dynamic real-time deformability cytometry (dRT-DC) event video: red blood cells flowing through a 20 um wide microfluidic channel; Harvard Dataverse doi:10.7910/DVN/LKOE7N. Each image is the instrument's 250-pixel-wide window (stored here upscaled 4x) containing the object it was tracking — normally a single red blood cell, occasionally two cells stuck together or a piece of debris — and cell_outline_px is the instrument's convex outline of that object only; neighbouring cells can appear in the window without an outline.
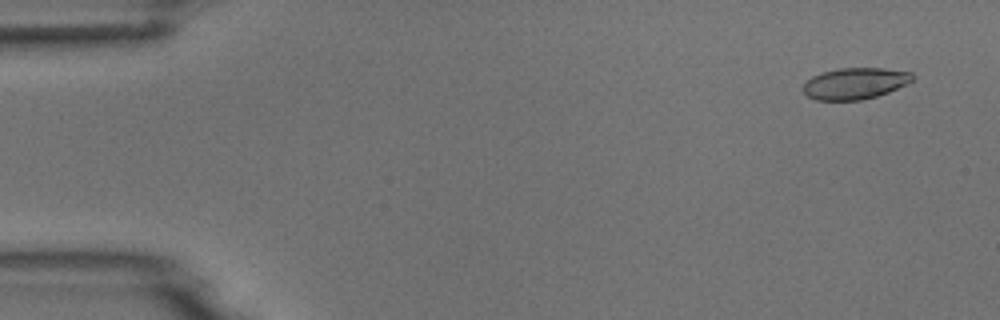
{"species": "common noctule bat (a hibernating species)", "species_latin": "Nyctalus noctula", "temperature_condition": "room temperature", "stored_images_in_passage": 4, "camera_frame_rate_fps": 3000, "um_per_image_px": 0.085, "animal": {"sex": "male", "body_mass_g": 18.8}, "frame": {"image": 1, "passage_image": 1, "time_ms": 0.0, "image_size_px": [1000, 320], "cell_outline_px": [[916, 76], [908, 84], [888, 92], [876, 96], [860, 100], [816, 100], [808, 96], [804, 92], [804, 84], [812, 76], [824, 72], [840, 68], [884, 68], [912, 72]], "centroid_in_image_um": [72.72, 7.09], "position_along_channel_um": 12.3, "area_um2": 19.94}}
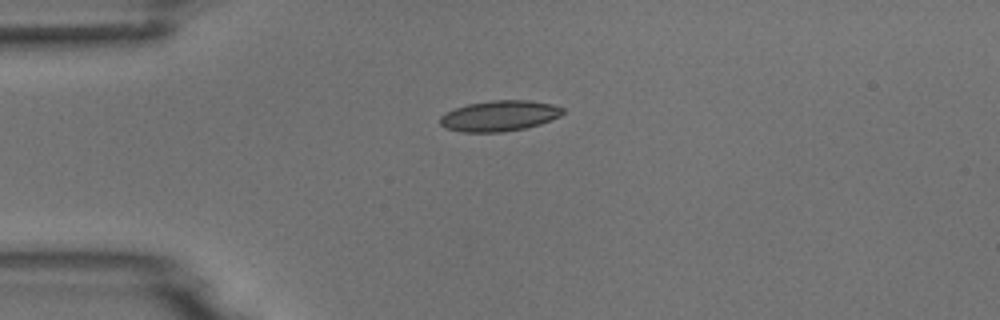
{"frame": {"image": 2, "passage_image": 4, "time_ms": 3.333, "image_size_px": [1000, 320], "cell_outline_px": [[564, 112], [560, 116], [540, 124], [524, 128], [500, 132], [464, 132], [444, 128], [440, 124], [440, 116], [444, 112], [468, 104], [492, 100], [528, 100], [552, 104], [564, 108]], "centroid_in_image_um": [42.43, 9.84], "position_along_channel_um": 42.6, "area_um2": 21.91}}